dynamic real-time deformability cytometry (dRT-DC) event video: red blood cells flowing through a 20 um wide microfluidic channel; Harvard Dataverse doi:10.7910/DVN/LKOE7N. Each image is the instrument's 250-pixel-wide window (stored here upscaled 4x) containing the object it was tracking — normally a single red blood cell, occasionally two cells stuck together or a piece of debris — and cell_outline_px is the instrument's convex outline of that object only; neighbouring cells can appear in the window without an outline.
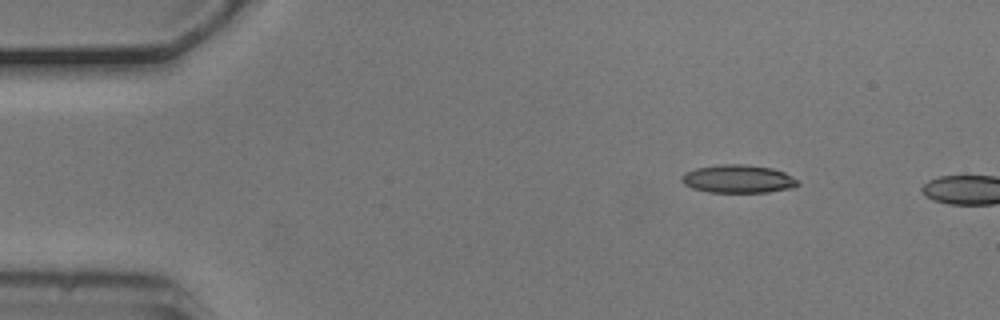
{"species": "common noctule bat (a hibernating species)", "species_latin": "Nyctalus noctula", "temperature_condition": "cold", "stored_images_in_passage": 3, "camera_frame_rate_fps": 3000, "um_per_image_px": 0.085, "animal": {"sex": "male", "body_mass_g": 20.5, "forearm_length_mm": 52.5}, "frame": {"image": 1, "passage_image": 1, "time_ms": 0.0, "image_size_px": [1000, 320], "cell_outline_px": [[800, 184], [796, 188], [768, 192], [708, 192], [692, 188], [684, 184], [680, 180], [680, 176], [684, 172], [696, 168], [720, 164], [748, 164], [772, 168], [784, 172], [800, 180]], "centroid_in_image_um": [62.77, 15.21], "position_along_channel_um": 22.2, "area_um2": 19.42}}